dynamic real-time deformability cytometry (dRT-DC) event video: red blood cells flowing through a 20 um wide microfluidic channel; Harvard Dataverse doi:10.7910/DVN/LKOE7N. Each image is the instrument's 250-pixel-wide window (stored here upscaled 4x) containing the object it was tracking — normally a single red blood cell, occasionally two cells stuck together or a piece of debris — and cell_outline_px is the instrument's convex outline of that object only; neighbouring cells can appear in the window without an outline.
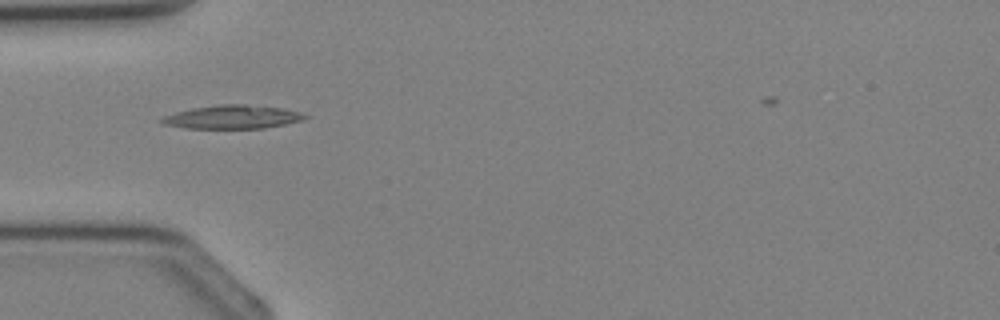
{"species": "Egyptian fruit bat (a non-hibernating species)", "species_latin": "Rousettus aegyptiacus", "temperature_condition": "cold", "stored_images_in_passage": 4, "camera_frame_rate_fps": 3000, "um_per_image_px": 0.085, "animal": {"sex": "female"}, "frame": {"image": 1, "passage_image": 4, "time_ms": 3.333, "image_size_px": [1000, 320], "cell_outline_px": [[308, 116], [304, 120], [264, 128], [184, 128], [164, 124], [160, 120], [164, 116], [176, 112], [192, 108], [220, 104], [244, 104], [280, 108], [300, 112]], "centroid_in_image_um": [19.76, 9.94], "position_along_channel_um": 65.2, "area_um2": 19.42}}